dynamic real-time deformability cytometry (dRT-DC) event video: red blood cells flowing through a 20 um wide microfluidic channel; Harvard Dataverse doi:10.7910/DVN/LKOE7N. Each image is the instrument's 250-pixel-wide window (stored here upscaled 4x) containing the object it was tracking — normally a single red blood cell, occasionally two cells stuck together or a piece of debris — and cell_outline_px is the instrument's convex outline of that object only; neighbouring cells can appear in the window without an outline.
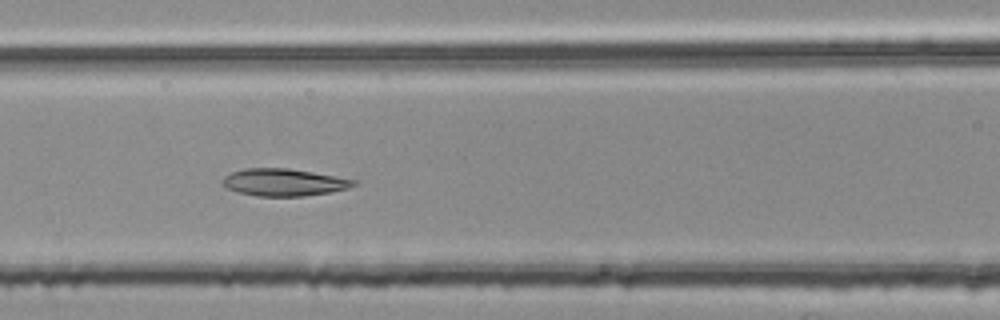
{"species": "common noctule bat (a hibernating species)", "species_latin": "Nyctalus noctula", "temperature_condition": "room temperature", "stored_images_in_passage": 41, "camera_frame_rate_fps": 3000, "um_per_image_px": 0.085, "animal": {"sex": "female", "body_mass_g": 25.1}, "frame": {"image": 1, "passage_image": 12, "time_ms": 3.667, "image_size_px": [1000, 320], "cell_outline_px": [[360, 184], [348, 188], [332, 192], [304, 196], [256, 196], [224, 188], [220, 184], [220, 180], [224, 176], [232, 172], [244, 168], [288, 168], [360, 180]], "centroid_in_image_um": [24.14, 15.5], "position_along_channel_um": 142.5, "area_um2": 21.21}}
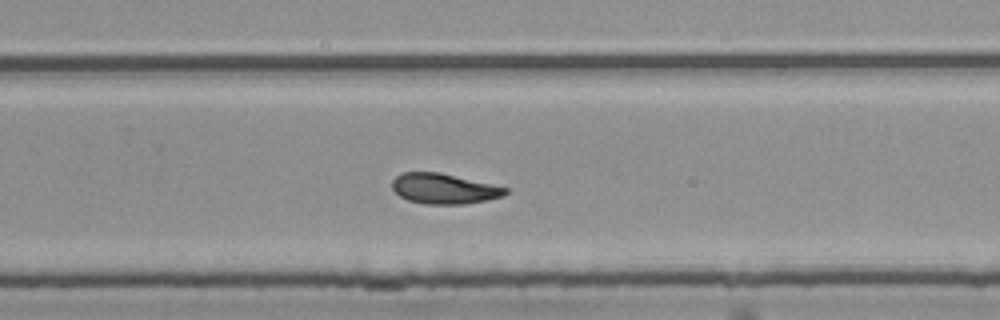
{"frame": {"image": 2, "passage_image": 24, "time_ms": 7.667, "image_size_px": [1000, 320], "cell_outline_px": [[508, 192], [504, 196], [488, 200], [464, 204], [424, 204], [408, 200], [400, 196], [392, 188], [392, 180], [400, 172], [440, 172], [492, 184], [508, 188]], "centroid_in_image_um": [37.74, 16.03], "position_along_channel_um": 292.1, "area_um2": 20.11}}
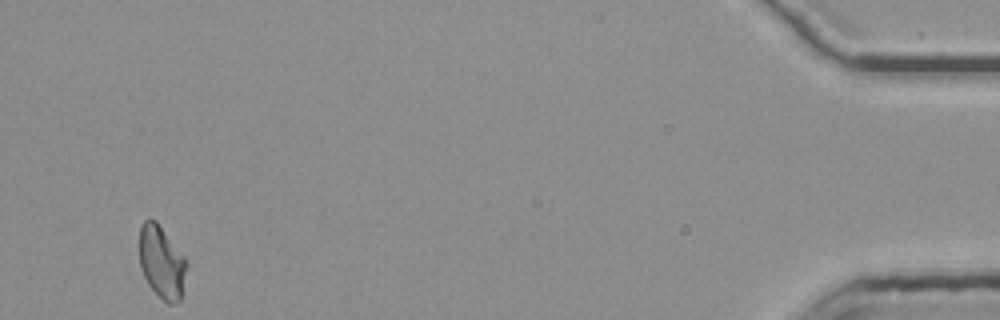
{"frame": {"image": 3, "passage_image": 41, "time_ms": 13.333, "image_size_px": [1000, 320], "cell_outline_px": [[188, 264], [180, 300], [172, 304], [168, 304], [148, 284], [140, 268], [140, 228], [144, 220], [156, 220], [184, 256]], "centroid_in_image_um": [13.75, 22.28], "position_along_channel_um": 421.4, "area_um2": 19.77}, "authors_computed_cell_mechanics": {"area_um2": 20.519, "velocity_mm_per_s": 3.7559, "shape_relaxation_time_tau1_ms": 6.3533, "shape_relaxation_time_tau2_ms": 1.7575, "deformation_change_tau1": 0.1764, "deformation_change_tau2": 0.0805}}